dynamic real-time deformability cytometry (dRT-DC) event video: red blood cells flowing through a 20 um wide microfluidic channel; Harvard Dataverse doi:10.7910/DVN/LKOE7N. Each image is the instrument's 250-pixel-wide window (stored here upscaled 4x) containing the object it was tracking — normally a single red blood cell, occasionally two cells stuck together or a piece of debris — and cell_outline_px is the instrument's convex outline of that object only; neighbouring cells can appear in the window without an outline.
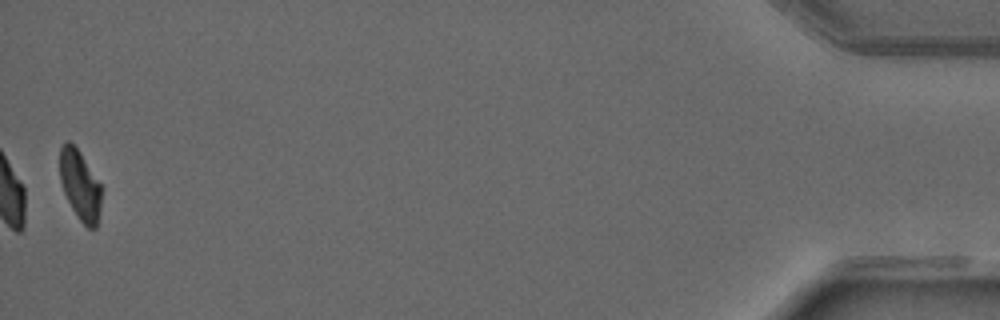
{"species": "common noctule bat (a hibernating species)", "species_latin": "Nyctalus noctula", "temperature_condition": "warm", "stored_images_in_passage": 48, "camera_frame_rate_fps": 3000, "um_per_image_px": 0.085, "animal": {"sex": "male", "forearm_length_mm": 52.5}, "frame": {"image": 1, "passage_image": 48, "time_ms": 15.667, "image_size_px": [1000, 320], "cell_outline_px": [[104, 188], [96, 228], [88, 228], [80, 220], [72, 208], [64, 192], [60, 180], [60, 148], [68, 140], [80, 152]], "centroid_in_image_um": [6.84, 15.75], "position_along_channel_um": 428.4, "area_um2": 16.99}, "authors_computed_cell_mechanics": {"area_um2": 19.0162, "velocity_mm_per_s": 4.0962, "shape_relaxation_time_tau1_ms": 5.8823, "shape_relaxation_time_tau2_ms": null, "deformation_change_tau1": 0.1921, "deformation_change_tau2": null}}